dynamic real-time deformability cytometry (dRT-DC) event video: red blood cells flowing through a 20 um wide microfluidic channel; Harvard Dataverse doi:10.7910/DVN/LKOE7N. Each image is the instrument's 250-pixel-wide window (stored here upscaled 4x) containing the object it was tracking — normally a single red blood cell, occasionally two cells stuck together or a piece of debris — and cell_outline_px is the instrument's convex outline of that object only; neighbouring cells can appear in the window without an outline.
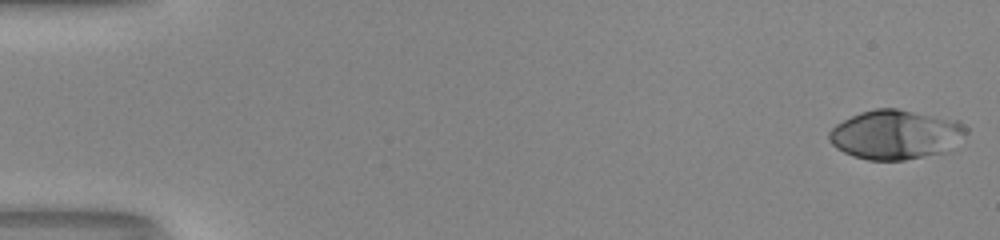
{"species": "human", "species_latin": "Homo sapiens", "temperature_condition": "room temperature", "stored_images_in_passage": 51, "camera_frame_rate_fps": 3000, "um_per_image_px": 0.085, "donor": {"sex": "male"}, "frame": {"image": 1, "passage_image": 1, "time_ms": 0.0, "image_size_px": [1000, 240], "cell_outline_px": [[968, 132], [944, 152], [904, 160], [868, 160], [852, 156], [836, 148], [828, 140], [828, 132], [836, 124], [860, 112], [876, 108], [896, 108], [960, 120], [968, 128]], "centroid_in_image_um": [76.11, 11.43], "position_along_channel_um": 8.9, "area_um2": 39.42}}
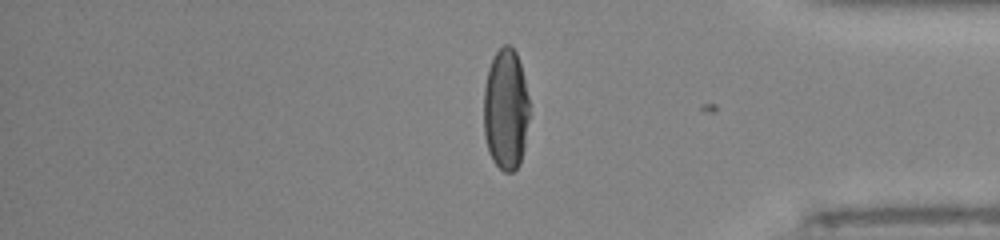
{"frame": {"image": 2, "passage_image": 43, "time_ms": 14.0, "image_size_px": [1000, 240], "cell_outline_px": [[528, 120], [524, 148], [520, 164], [512, 172], [504, 172], [492, 160], [488, 152], [484, 136], [484, 88], [488, 68], [496, 52], [504, 44], [508, 44], [516, 52], [520, 64], [528, 96]], "centroid_in_image_um": [42.97, 9.33], "position_along_channel_um": 392.2, "area_um2": 32.25}}
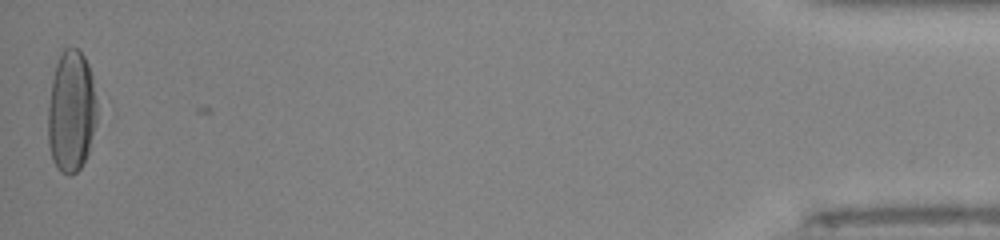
{"frame": {"image": 3, "passage_image": 51, "time_ms": 16.667, "image_size_px": [1000, 240], "cell_outline_px": [[96, 124], [88, 152], [80, 168], [76, 172], [68, 176], [60, 172], [56, 168], [52, 160], [48, 144], [48, 104], [52, 80], [56, 64], [60, 52], [64, 48], [76, 48], [84, 56], [88, 64], [92, 76], [96, 100]], "centroid_in_image_um": [6.04, 9.49], "position_along_channel_um": 429.2, "area_um2": 34.97}, "authors_computed_cell_mechanics": {"area_um2": 34.7956, "velocity_mm_per_s": 4.1209, "shape_relaxation_time_tau1_ms": 3.7258, "shape_relaxation_time_tau2_ms": null, "deformation_change_tau1": 0.2235, "deformation_change_tau2": null}}